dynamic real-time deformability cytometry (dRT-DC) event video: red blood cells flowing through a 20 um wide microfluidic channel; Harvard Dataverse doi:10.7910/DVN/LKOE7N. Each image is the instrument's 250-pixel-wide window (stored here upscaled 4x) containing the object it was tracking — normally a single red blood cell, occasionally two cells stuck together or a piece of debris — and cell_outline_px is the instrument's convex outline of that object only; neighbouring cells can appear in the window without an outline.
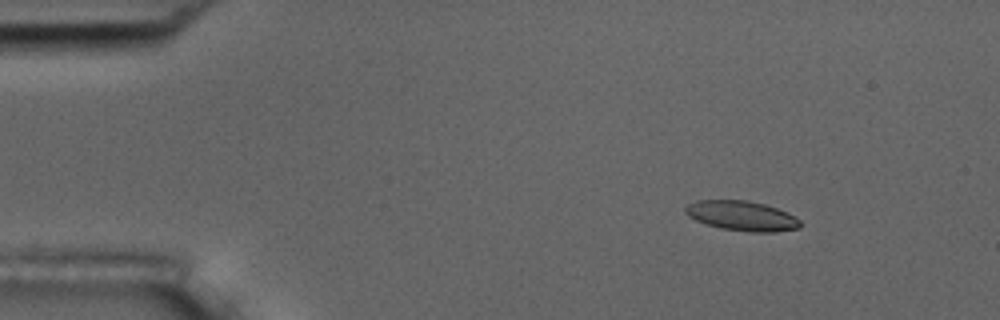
{"species": "common noctule bat (a hibernating species)", "species_latin": "Nyctalus noctula", "temperature_condition": "room temperature", "stored_images_in_passage": 5, "camera_frame_rate_fps": 3000, "um_per_image_px": 0.085, "animal": {"sex": "male", "body_mass_g": 17.5, "forearm_length_mm": 52.3}, "frame": {"image": 1, "passage_image": 3, "time_ms": 2.333, "image_size_px": [1000, 320], "cell_outline_px": [[800, 228], [776, 232], [748, 232], [720, 228], [696, 220], [688, 216], [684, 212], [684, 208], [688, 204], [696, 200], [748, 200], [764, 204], [788, 212], [796, 216], [800, 220]], "centroid_in_image_um": [63.07, 18.34], "position_along_channel_um": 21.9, "area_um2": 20.11}}